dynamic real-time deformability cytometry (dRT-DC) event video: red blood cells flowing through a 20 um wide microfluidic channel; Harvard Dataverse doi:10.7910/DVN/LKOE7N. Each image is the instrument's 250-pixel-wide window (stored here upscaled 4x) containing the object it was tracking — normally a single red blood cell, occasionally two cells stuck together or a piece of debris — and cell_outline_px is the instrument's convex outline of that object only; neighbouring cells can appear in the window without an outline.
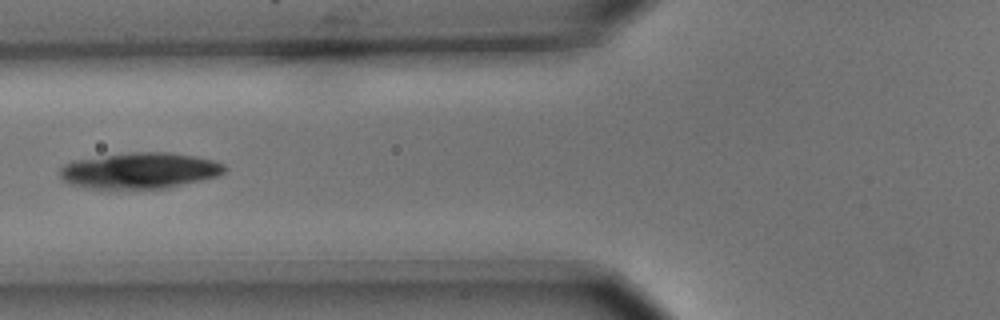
{"species": "common noctule bat (a hibernating species)", "species_latin": "Nyctalus noctula", "temperature_condition": "cold", "stored_images_in_passage": 9, "camera_frame_rate_fps": 3000, "um_per_image_px": 0.085, "animal": {"sex": "male", "body_mass_g": 15.6}, "frame": {"image": 1, "passage_image": 6, "time_ms": 1.667, "image_size_px": [1000, 320], "cell_outline_px": [[228, 168], [220, 176], [168, 188], [88, 188], [72, 184], [64, 180], [60, 176], [60, 168], [64, 164], [72, 160], [132, 152], [172, 152], [196, 156], [212, 160], [224, 164]], "centroid_in_image_um": [11.92, 14.49], "position_along_channel_um": 113.9, "area_um2": 34.62}}
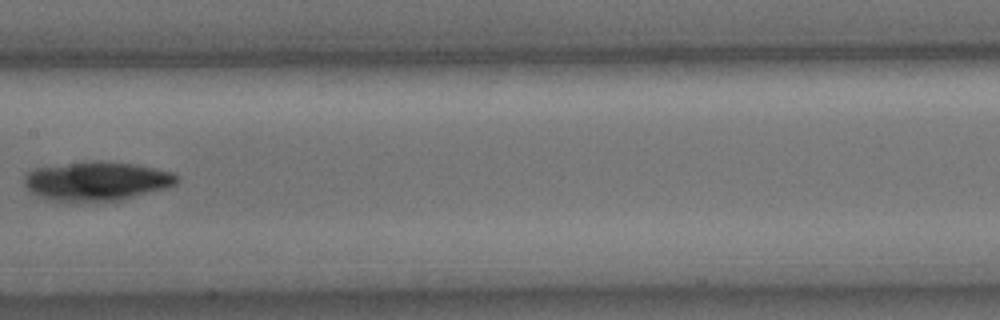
{"frame": {"image": 2, "passage_image": 8, "time_ms": 2.333, "image_size_px": [1000, 320], "cell_outline_px": [[180, 180], [176, 184], [168, 188], [120, 200], [76, 204], [48, 200], [32, 192], [24, 184], [24, 176], [28, 172], [36, 168], [92, 160], [104, 160], [136, 164], [172, 172], [180, 176]], "centroid_in_image_um": [8.25, 15.42], "position_along_channel_um": 199.2, "area_um2": 35.6}}
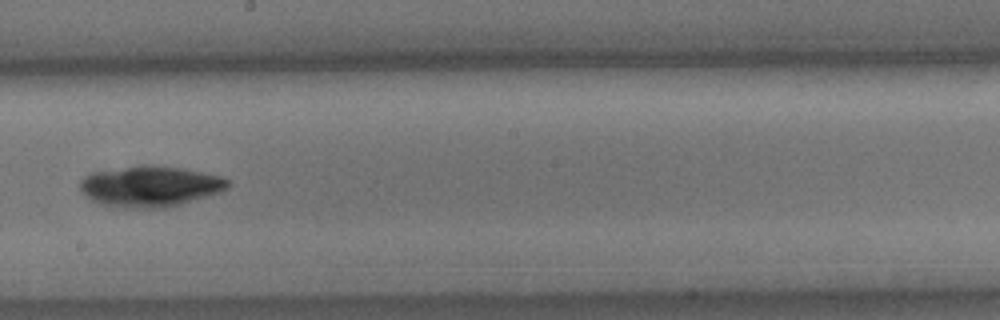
{"frame": {"image": 3, "passage_image": 9, "time_ms": 2.667, "image_size_px": [1000, 320], "cell_outline_px": [[232, 184], [228, 188], [220, 192], [208, 196], [168, 208], [124, 208], [104, 204], [92, 200], [80, 192], [80, 180], [88, 172], [140, 164], [144, 164], [180, 168], [220, 176], [228, 180]], "centroid_in_image_um": [12.73, 15.83], "position_along_channel_um": 235.5, "area_um2": 35.49}}